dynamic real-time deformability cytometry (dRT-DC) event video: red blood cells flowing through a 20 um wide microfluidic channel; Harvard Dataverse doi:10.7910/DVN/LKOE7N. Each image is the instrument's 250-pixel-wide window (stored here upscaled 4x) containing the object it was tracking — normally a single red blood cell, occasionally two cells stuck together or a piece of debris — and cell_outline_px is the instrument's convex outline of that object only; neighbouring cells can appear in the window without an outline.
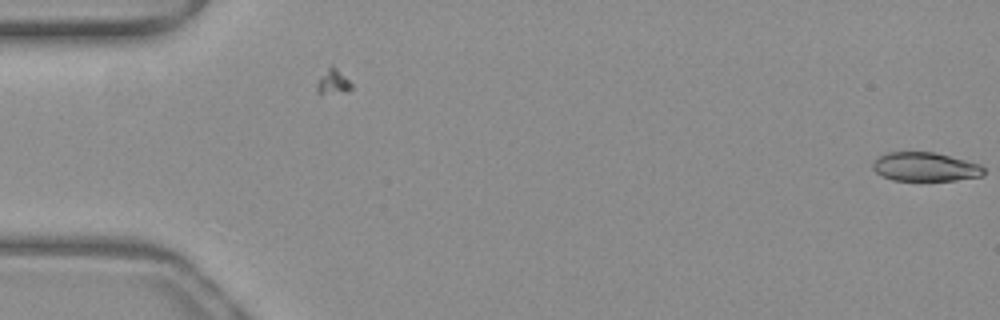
{"species": "common noctule bat (a hibernating species)", "species_latin": "Nyctalus noctula", "temperature_condition": "warm", "stored_images_in_passage": 5, "camera_frame_rate_fps": 3000, "um_per_image_px": 0.085, "animal": {"sex": "female", "body_mass_g": 19.3, "forearm_length_mm": 54.1}, "frame": {"image": 1, "passage_image": 5, "time_ms": 1.333, "image_size_px": [1000, 320], "cell_outline_px": [[984, 172], [980, 176], [956, 180], [892, 180], [880, 176], [872, 168], [872, 160], [876, 156], [888, 152], [936, 152], [980, 164], [984, 168]], "centroid_in_image_um": [78.57, 14.17], "position_along_channel_um": 6.4, "area_um2": 18.84}}